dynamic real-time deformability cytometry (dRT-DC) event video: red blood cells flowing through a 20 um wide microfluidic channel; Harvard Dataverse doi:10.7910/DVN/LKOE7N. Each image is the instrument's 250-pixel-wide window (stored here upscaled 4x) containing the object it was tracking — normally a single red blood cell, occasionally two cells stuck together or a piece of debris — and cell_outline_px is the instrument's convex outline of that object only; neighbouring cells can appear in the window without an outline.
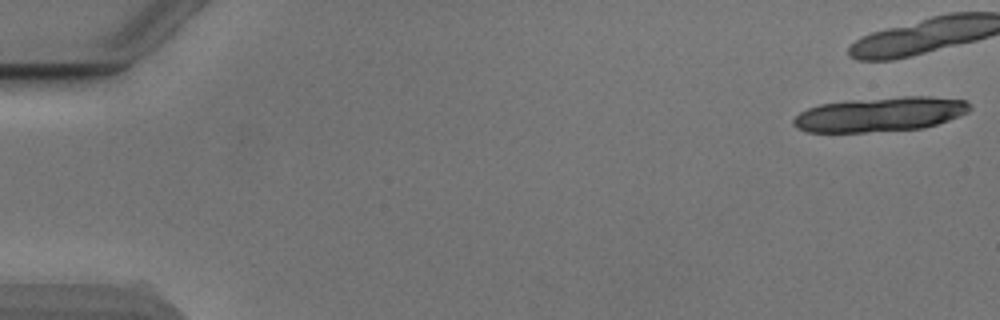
{"species": "Egyptian fruit bat (a non-hibernating species)", "species_latin": "Rousettus aegyptiacus", "temperature_condition": "cold", "stored_images_in_passage": 12, "camera_frame_rate_fps": 3000, "um_per_image_px": 0.085, "animal": {"sex": "male"}, "frame": {"image": 1, "passage_image": 1, "time_ms": 0.0, "image_size_px": [1000, 320], "cell_outline_px": [[972, 108], [968, 112], [948, 120], [924, 128], [864, 132], [808, 132], [796, 128], [792, 124], [792, 120], [800, 112], [808, 108], [820, 104], [848, 100], [900, 96], [932, 96], [964, 100]], "centroid_in_image_um": [74.78, 9.71], "position_along_channel_um": 10.2, "area_um2": 35.55}}